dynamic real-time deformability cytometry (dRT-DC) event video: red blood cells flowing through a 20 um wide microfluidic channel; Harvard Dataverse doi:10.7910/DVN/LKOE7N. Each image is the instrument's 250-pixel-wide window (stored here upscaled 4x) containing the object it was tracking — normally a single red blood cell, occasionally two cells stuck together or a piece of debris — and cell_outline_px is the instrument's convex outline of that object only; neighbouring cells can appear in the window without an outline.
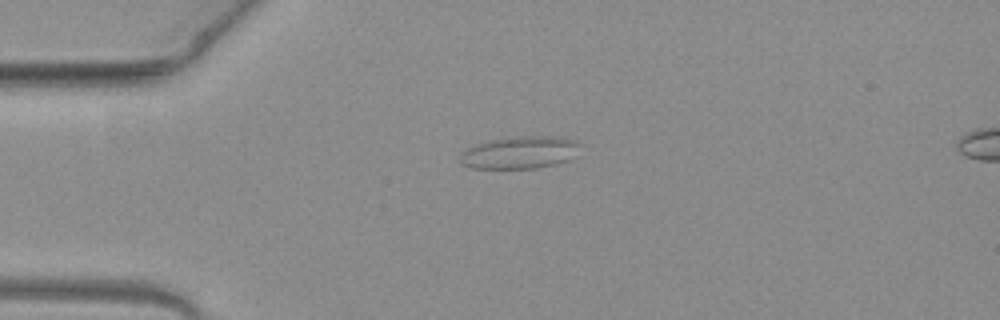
{"species": "common noctule bat (a hibernating species)", "species_latin": "Nyctalus noctula", "temperature_condition": "warm", "stored_images_in_passage": 5, "camera_frame_rate_fps": 3000, "um_per_image_px": 0.085, "animal": {"sex": "female", "body_mass_g": 19.3, "forearm_length_mm": 54.1}, "frame": {"image": 1, "passage_image": 1, "time_ms": 0.0, "image_size_px": [1000, 320], "cell_outline_px": [[584, 144], [568, 160], [556, 164], [536, 168], [472, 168], [460, 164], [460, 152], [464, 148], [488, 140], [520, 136], [564, 136], [576, 140]], "centroid_in_image_um": [44.19, 12.94], "position_along_channel_um": 40.8, "area_um2": 23.06}}